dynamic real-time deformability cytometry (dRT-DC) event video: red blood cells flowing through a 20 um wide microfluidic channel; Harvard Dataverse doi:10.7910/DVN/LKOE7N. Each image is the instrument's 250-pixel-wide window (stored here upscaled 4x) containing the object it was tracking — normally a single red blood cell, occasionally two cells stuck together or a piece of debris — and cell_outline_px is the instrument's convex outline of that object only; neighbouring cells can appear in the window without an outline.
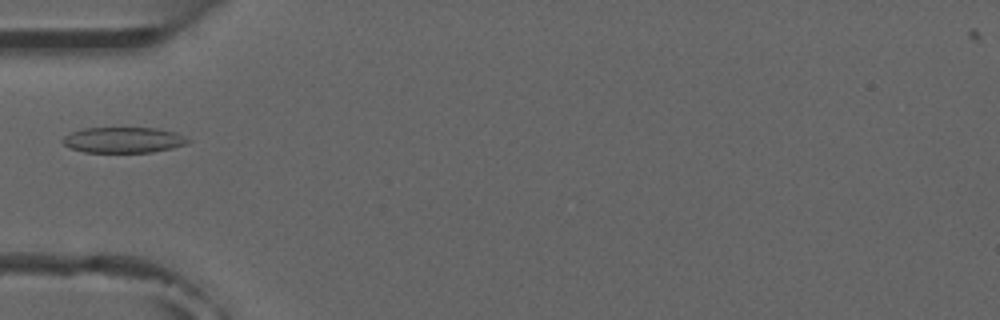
{"species": "common noctule bat (a hibernating species)", "species_latin": "Nyctalus noctula", "temperature_condition": "room temperature", "stored_images_in_passage": 4, "camera_frame_rate_fps": 3000, "um_per_image_px": 0.085, "animal": {"sex": "male", "forearm_length_mm": 52.5}, "frame": {"image": 1, "passage_image": 2, "time_ms": 1.333, "image_size_px": [1000, 320], "cell_outline_px": [[192, 140], [188, 144], [172, 148], [152, 152], [84, 152], [68, 148], [60, 140], [64, 136], [72, 132], [84, 128], [156, 128], [176, 132]], "centroid_in_image_um": [10.5, 11.9], "position_along_channel_um": 74.5, "area_um2": 18.9}}
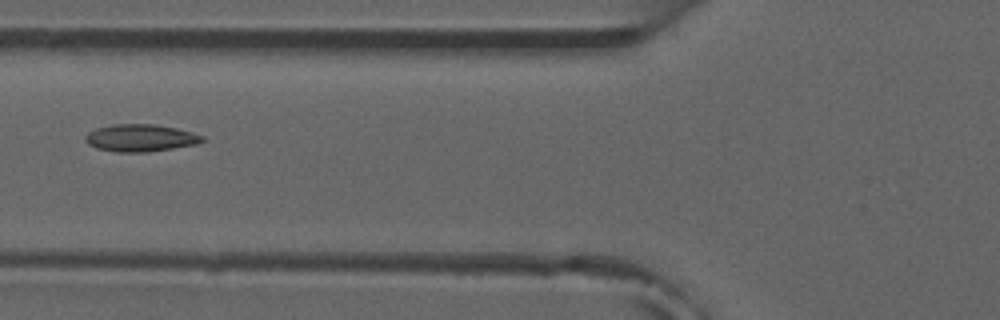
{"frame": {"image": 2, "passage_image": 3, "time_ms": 2.333, "image_size_px": [1000, 320], "cell_outline_px": [[204, 140], [196, 144], [148, 152], [116, 152], [96, 148], [88, 144], [84, 140], [84, 136], [88, 132], [96, 128], [112, 124], [156, 124], [176, 128], [192, 132], [204, 136]], "centroid_in_image_um": [11.91, 11.72], "position_along_channel_um": 113.9, "area_um2": 18.67}}
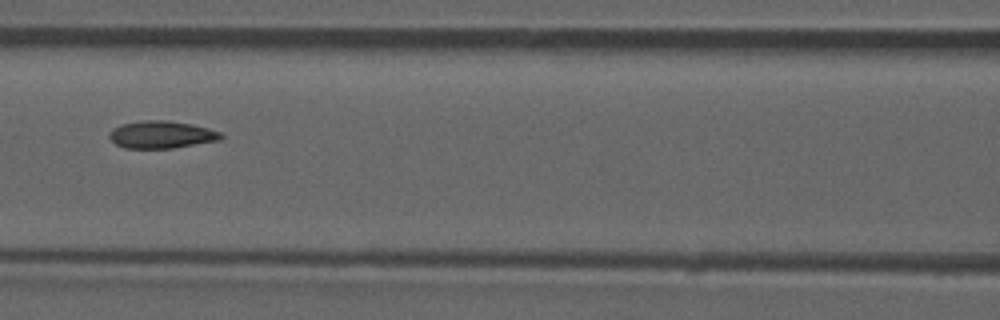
{"frame": {"image": 3, "passage_image": 4, "time_ms": 3.333, "image_size_px": [1000, 320], "cell_outline_px": [[224, 136], [220, 140], [172, 148], [124, 148], [116, 144], [108, 136], [108, 132], [112, 128], [120, 124], [144, 120], [164, 120], [192, 124], [208, 128], [220, 132]], "centroid_in_image_um": [13.7, 11.44], "position_along_channel_um": 152.9, "area_um2": 17.86}}